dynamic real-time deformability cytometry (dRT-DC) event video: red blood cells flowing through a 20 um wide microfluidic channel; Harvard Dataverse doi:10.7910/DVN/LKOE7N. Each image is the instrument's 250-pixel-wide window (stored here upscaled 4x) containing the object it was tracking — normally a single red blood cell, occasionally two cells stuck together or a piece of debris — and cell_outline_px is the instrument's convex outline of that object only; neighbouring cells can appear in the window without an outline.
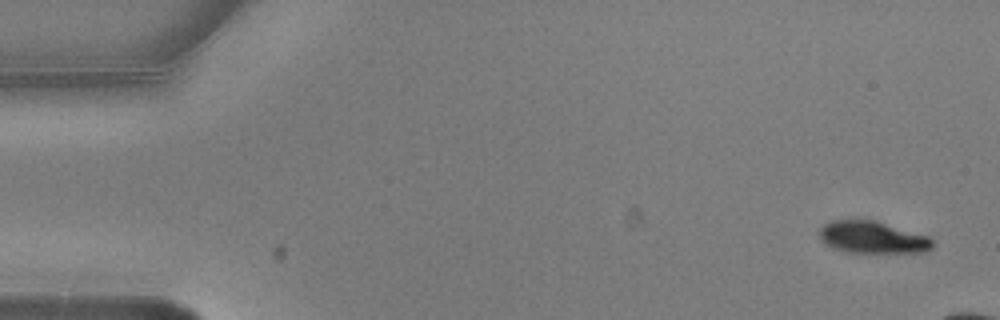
{"species": "common noctule bat (a hibernating species)", "species_latin": "Nyctalus noctula", "temperature_condition": "warm", "stored_images_in_passage": 4, "camera_frame_rate_fps": 3000, "um_per_image_px": 0.085, "animal": {"sex": "male", "body_mass_g": 20.5, "forearm_length_mm": 52.5}, "frame": {"image": 1, "passage_image": 1, "time_ms": 0.0, "image_size_px": [1000, 320], "cell_outline_px": [[936, 244], [932, 248], [924, 252], [844, 252], [832, 248], [824, 244], [820, 240], [820, 228], [824, 224], [832, 220], [872, 220], [928, 236]], "centroid_in_image_um": [74.13, 20.19], "position_along_channel_um": 10.9, "area_um2": 21.04}}